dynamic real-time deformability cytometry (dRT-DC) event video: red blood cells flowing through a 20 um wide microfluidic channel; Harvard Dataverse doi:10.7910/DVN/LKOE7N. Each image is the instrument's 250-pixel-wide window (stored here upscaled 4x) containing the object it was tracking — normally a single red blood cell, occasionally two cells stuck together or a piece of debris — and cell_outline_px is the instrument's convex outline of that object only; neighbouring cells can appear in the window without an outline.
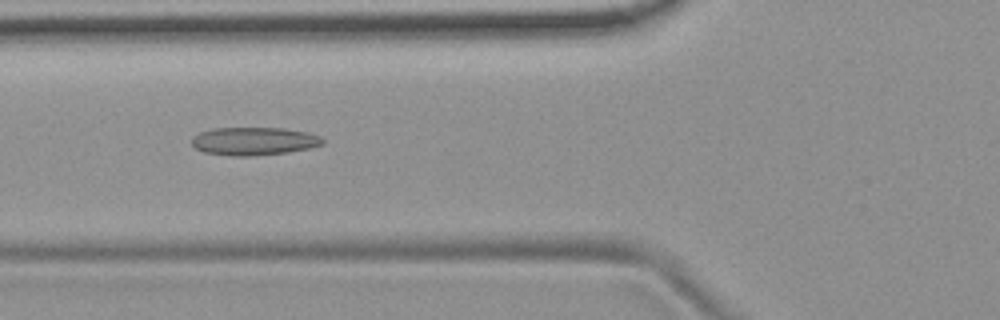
{"species": "common noctule bat (a hibernating species)", "species_latin": "Nyctalus noctula", "temperature_condition": "room temperature", "stored_images_in_passage": 54, "camera_frame_rate_fps": 3000, "um_per_image_px": 0.085, "animal": {"sex": "female", "body_mass_g": 19.9}, "frame": {"image": 1, "passage_image": 20, "time_ms": 6.333, "image_size_px": [1000, 320], "cell_outline_px": [[324, 144], [308, 148], [288, 152], [252, 156], [232, 156], [204, 152], [196, 148], [192, 144], [192, 136], [200, 132], [212, 128], [284, 128], [308, 132], [320, 136], [324, 140]], "centroid_in_image_um": [21.58, 11.99], "position_along_channel_um": 104.2, "area_um2": 21.44}}
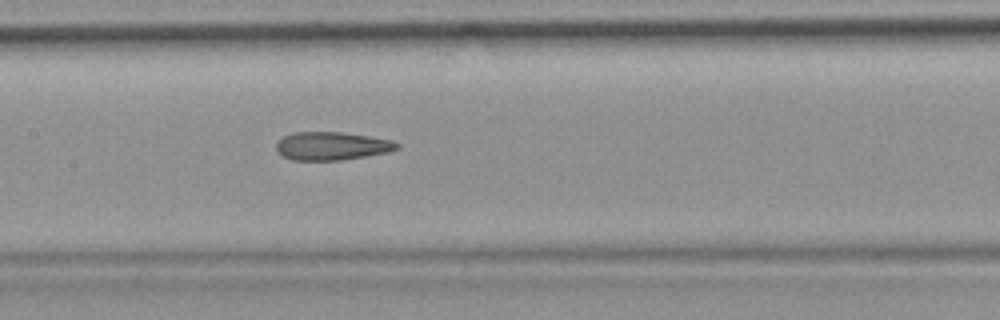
{"frame": {"image": 2, "passage_image": 26, "time_ms": 8.333, "image_size_px": [1000, 320], "cell_outline_px": [[400, 148], [388, 152], [340, 160], [292, 160], [284, 156], [276, 148], [276, 144], [284, 136], [292, 132], [340, 132], [368, 136], [392, 140], [400, 144]], "centroid_in_image_um": [28.22, 12.4], "position_along_channel_um": 179.2, "area_um2": 19.65}}
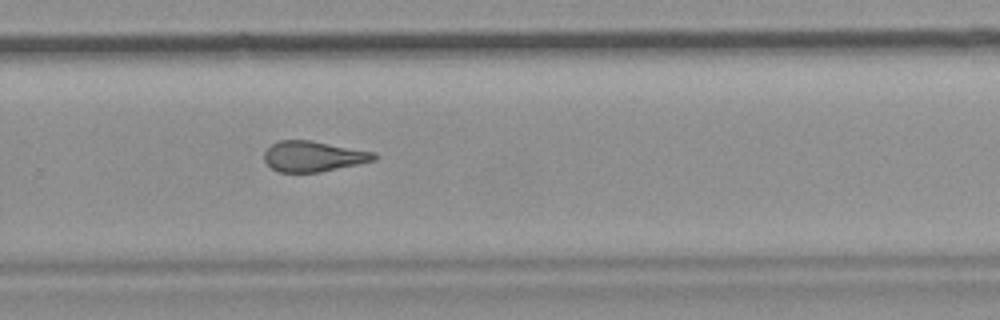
{"frame": {"image": 3, "passage_image": 36, "time_ms": 11.667, "image_size_px": [1000, 320], "cell_outline_px": [[380, 156], [376, 160], [320, 172], [280, 172], [272, 168], [264, 160], [264, 152], [272, 144], [280, 140], [308, 140], [376, 152]], "centroid_in_image_um": [26.66, 13.29], "position_along_channel_um": 303.1, "area_um2": 19.48}, "authors_computed_cell_mechanics": {"area_um2": 20.808, "velocity_mm_per_s": 3.734, "shape_relaxation_time_tau1_ms": null, "shape_relaxation_time_tau2_ms": 2.2648, "deformation_change_tau1": null, "deformation_change_tau2": 0.1197}}